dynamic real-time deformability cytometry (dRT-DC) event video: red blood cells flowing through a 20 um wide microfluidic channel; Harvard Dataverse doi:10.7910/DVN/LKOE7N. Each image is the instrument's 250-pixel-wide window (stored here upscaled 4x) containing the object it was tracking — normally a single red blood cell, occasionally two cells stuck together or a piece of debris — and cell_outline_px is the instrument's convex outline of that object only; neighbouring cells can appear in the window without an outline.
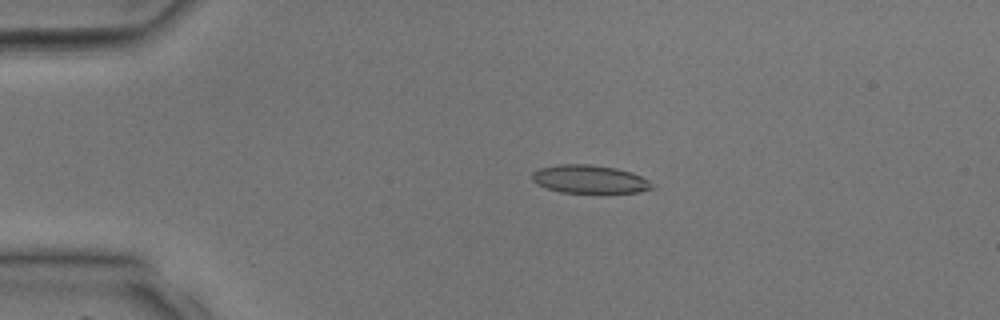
{"species": "common noctule bat (a hibernating species)", "species_latin": "Nyctalus noctula", "temperature_condition": "room temperature", "stored_images_in_passage": 31, "camera_frame_rate_fps": 3000, "um_per_image_px": 0.085, "animal": {"sex": "male", "body_mass_g": 17.9, "forearm_length_mm": 54.2}, "frame": {"image": 1, "passage_image": 1, "time_ms": 0.0, "image_size_px": [1000, 320], "cell_outline_px": [[656, 188], [640, 192], [560, 192], [536, 184], [532, 180], [532, 172], [540, 168], [560, 164], [592, 164], [616, 168], [632, 172], [656, 184]], "centroid_in_image_um": [50.15, 15.22], "position_along_channel_um": 34.8, "area_um2": 19.77}}
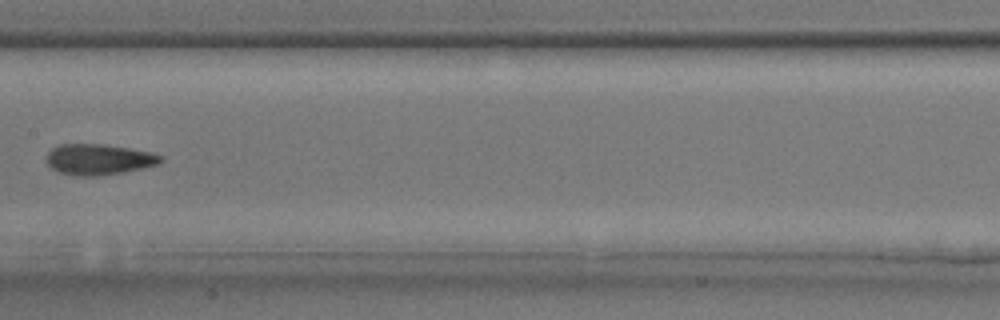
{"frame": {"image": 2, "passage_image": 13, "time_ms": 4.0, "image_size_px": [1000, 320], "cell_outline_px": [[164, 160], [160, 164], [120, 172], [96, 176], [76, 176], [60, 172], [52, 168], [44, 160], [48, 152], [56, 144], [104, 144], [152, 152], [164, 156]], "centroid_in_image_um": [8.38, 13.53], "position_along_channel_um": 199.0, "area_um2": 20.58}}
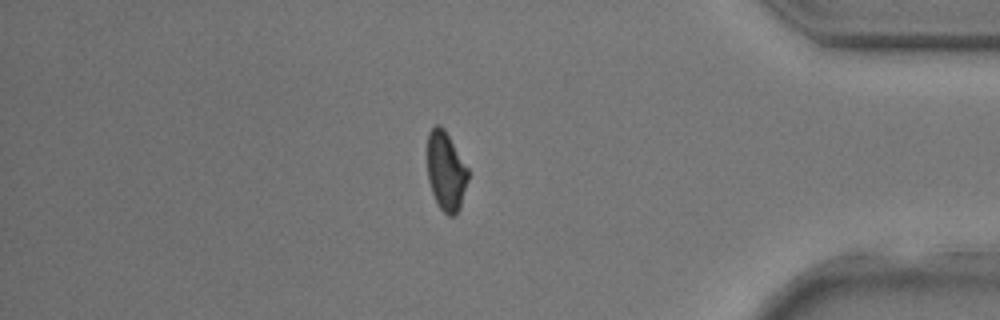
{"frame": {"image": 3, "passage_image": 26, "time_ms": 8.333, "image_size_px": [1000, 320], "cell_outline_px": [[468, 180], [460, 208], [452, 216], [448, 216], [440, 208], [432, 192], [428, 180], [428, 132], [436, 124], [440, 124], [444, 128], [468, 168]], "centroid_in_image_um": [37.91, 14.54], "position_along_channel_um": 397.3, "area_um2": 18.61}}